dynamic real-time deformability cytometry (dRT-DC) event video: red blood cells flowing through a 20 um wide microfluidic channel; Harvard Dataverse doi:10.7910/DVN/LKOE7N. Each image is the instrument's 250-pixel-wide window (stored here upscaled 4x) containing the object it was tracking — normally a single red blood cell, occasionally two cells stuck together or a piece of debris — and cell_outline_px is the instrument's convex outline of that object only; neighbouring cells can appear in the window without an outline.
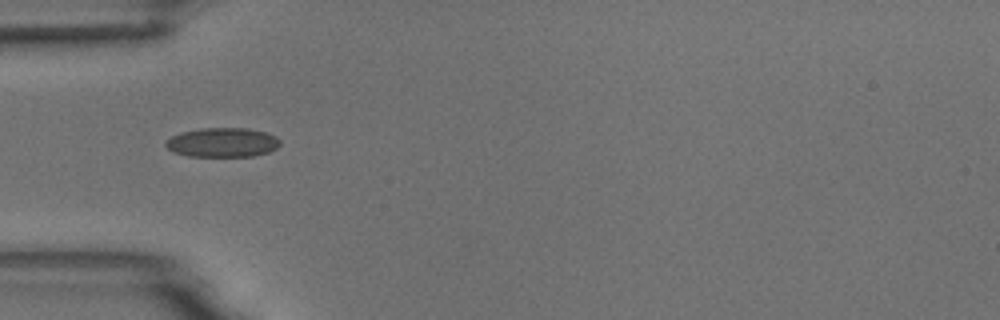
{"species": "common noctule bat (a hibernating species)", "species_latin": "Nyctalus noctula", "temperature_condition": "room temperature", "stored_images_in_passage": 5, "camera_frame_rate_fps": 3000, "um_per_image_px": 0.085, "animal": {"sex": "male", "body_mass_g": 18.8}, "frame": {"image": 1, "passage_image": 3, "time_ms": 0.667, "image_size_px": [1000, 320], "cell_outline_px": [[280, 144], [276, 148], [268, 152], [252, 156], [188, 156], [176, 152], [168, 148], [164, 144], [172, 136], [180, 132], [200, 128], [248, 128], [268, 132], [276, 136], [280, 140]], "centroid_in_image_um": [18.94, 12.09], "position_along_channel_um": 66.1, "area_um2": 19.54}}